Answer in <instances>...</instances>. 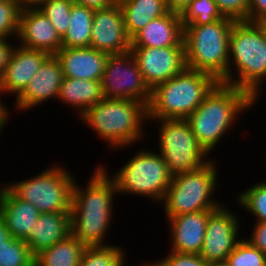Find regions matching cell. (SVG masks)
Returning <instances> with one entry per match:
<instances>
[{
    "mask_svg": "<svg viewBox=\"0 0 266 266\" xmlns=\"http://www.w3.org/2000/svg\"><path fill=\"white\" fill-rule=\"evenodd\" d=\"M75 0H40L35 6L53 24L61 38L68 31L71 9Z\"/></svg>",
    "mask_w": 266,
    "mask_h": 266,
    "instance_id": "f1b7e54d",
    "label": "cell"
},
{
    "mask_svg": "<svg viewBox=\"0 0 266 266\" xmlns=\"http://www.w3.org/2000/svg\"><path fill=\"white\" fill-rule=\"evenodd\" d=\"M48 56L47 52L28 49L17 44L0 77L1 96L8 93L15 94L17 98Z\"/></svg>",
    "mask_w": 266,
    "mask_h": 266,
    "instance_id": "e0dca14e",
    "label": "cell"
},
{
    "mask_svg": "<svg viewBox=\"0 0 266 266\" xmlns=\"http://www.w3.org/2000/svg\"><path fill=\"white\" fill-rule=\"evenodd\" d=\"M227 262L230 266H266V254L243 237L229 254Z\"/></svg>",
    "mask_w": 266,
    "mask_h": 266,
    "instance_id": "d6a6232c",
    "label": "cell"
},
{
    "mask_svg": "<svg viewBox=\"0 0 266 266\" xmlns=\"http://www.w3.org/2000/svg\"><path fill=\"white\" fill-rule=\"evenodd\" d=\"M146 149L135 152V155L110 177L115 181L118 195L135 194L161 204L173 176L162 155Z\"/></svg>",
    "mask_w": 266,
    "mask_h": 266,
    "instance_id": "ba28073f",
    "label": "cell"
},
{
    "mask_svg": "<svg viewBox=\"0 0 266 266\" xmlns=\"http://www.w3.org/2000/svg\"><path fill=\"white\" fill-rule=\"evenodd\" d=\"M265 30V33H266V20H263L260 22Z\"/></svg>",
    "mask_w": 266,
    "mask_h": 266,
    "instance_id": "f6af8a7d",
    "label": "cell"
},
{
    "mask_svg": "<svg viewBox=\"0 0 266 266\" xmlns=\"http://www.w3.org/2000/svg\"><path fill=\"white\" fill-rule=\"evenodd\" d=\"M63 76L101 81L108 53L91 47L64 48L56 54Z\"/></svg>",
    "mask_w": 266,
    "mask_h": 266,
    "instance_id": "d6986e66",
    "label": "cell"
},
{
    "mask_svg": "<svg viewBox=\"0 0 266 266\" xmlns=\"http://www.w3.org/2000/svg\"><path fill=\"white\" fill-rule=\"evenodd\" d=\"M219 82L209 74L185 68L151 90L150 119H186Z\"/></svg>",
    "mask_w": 266,
    "mask_h": 266,
    "instance_id": "8992f818",
    "label": "cell"
},
{
    "mask_svg": "<svg viewBox=\"0 0 266 266\" xmlns=\"http://www.w3.org/2000/svg\"><path fill=\"white\" fill-rule=\"evenodd\" d=\"M235 214L223 204L209 216L199 253L206 263L227 261L229 254L243 239L238 237L241 221Z\"/></svg>",
    "mask_w": 266,
    "mask_h": 266,
    "instance_id": "4fadbf2b",
    "label": "cell"
},
{
    "mask_svg": "<svg viewBox=\"0 0 266 266\" xmlns=\"http://www.w3.org/2000/svg\"><path fill=\"white\" fill-rule=\"evenodd\" d=\"M100 165L92 172L87 187L81 189L75 180L72 189L71 234L86 247L108 246L103 239L114 216L117 187L104 164Z\"/></svg>",
    "mask_w": 266,
    "mask_h": 266,
    "instance_id": "6da1fadb",
    "label": "cell"
},
{
    "mask_svg": "<svg viewBox=\"0 0 266 266\" xmlns=\"http://www.w3.org/2000/svg\"><path fill=\"white\" fill-rule=\"evenodd\" d=\"M75 179L66 167L55 165L5 186L17 198L33 204L40 213H69Z\"/></svg>",
    "mask_w": 266,
    "mask_h": 266,
    "instance_id": "9c48e42d",
    "label": "cell"
},
{
    "mask_svg": "<svg viewBox=\"0 0 266 266\" xmlns=\"http://www.w3.org/2000/svg\"><path fill=\"white\" fill-rule=\"evenodd\" d=\"M124 26L130 38L153 19L166 15L169 11L165 0H125L119 3Z\"/></svg>",
    "mask_w": 266,
    "mask_h": 266,
    "instance_id": "cb8c5ba5",
    "label": "cell"
},
{
    "mask_svg": "<svg viewBox=\"0 0 266 266\" xmlns=\"http://www.w3.org/2000/svg\"><path fill=\"white\" fill-rule=\"evenodd\" d=\"M223 17L248 21L249 0H214Z\"/></svg>",
    "mask_w": 266,
    "mask_h": 266,
    "instance_id": "836d02e7",
    "label": "cell"
},
{
    "mask_svg": "<svg viewBox=\"0 0 266 266\" xmlns=\"http://www.w3.org/2000/svg\"><path fill=\"white\" fill-rule=\"evenodd\" d=\"M183 26L211 24L223 18L214 0H191L180 14Z\"/></svg>",
    "mask_w": 266,
    "mask_h": 266,
    "instance_id": "83f0119b",
    "label": "cell"
},
{
    "mask_svg": "<svg viewBox=\"0 0 266 266\" xmlns=\"http://www.w3.org/2000/svg\"><path fill=\"white\" fill-rule=\"evenodd\" d=\"M0 266H35V255L22 239L0 247Z\"/></svg>",
    "mask_w": 266,
    "mask_h": 266,
    "instance_id": "4dcf8cb0",
    "label": "cell"
},
{
    "mask_svg": "<svg viewBox=\"0 0 266 266\" xmlns=\"http://www.w3.org/2000/svg\"><path fill=\"white\" fill-rule=\"evenodd\" d=\"M9 39H0V77L8 65L16 45L8 42Z\"/></svg>",
    "mask_w": 266,
    "mask_h": 266,
    "instance_id": "74e56055",
    "label": "cell"
},
{
    "mask_svg": "<svg viewBox=\"0 0 266 266\" xmlns=\"http://www.w3.org/2000/svg\"><path fill=\"white\" fill-rule=\"evenodd\" d=\"M1 188L0 217L13 238L25 240L36 224L40 211L33 204L17 198L6 186Z\"/></svg>",
    "mask_w": 266,
    "mask_h": 266,
    "instance_id": "44dd1931",
    "label": "cell"
},
{
    "mask_svg": "<svg viewBox=\"0 0 266 266\" xmlns=\"http://www.w3.org/2000/svg\"><path fill=\"white\" fill-rule=\"evenodd\" d=\"M130 52L135 57L143 79L151 90L186 68L185 46L161 48L131 46Z\"/></svg>",
    "mask_w": 266,
    "mask_h": 266,
    "instance_id": "7c38bea8",
    "label": "cell"
},
{
    "mask_svg": "<svg viewBox=\"0 0 266 266\" xmlns=\"http://www.w3.org/2000/svg\"><path fill=\"white\" fill-rule=\"evenodd\" d=\"M5 129V126H0V137H1V134H2V131Z\"/></svg>",
    "mask_w": 266,
    "mask_h": 266,
    "instance_id": "7dc6e473",
    "label": "cell"
},
{
    "mask_svg": "<svg viewBox=\"0 0 266 266\" xmlns=\"http://www.w3.org/2000/svg\"><path fill=\"white\" fill-rule=\"evenodd\" d=\"M78 4L93 10L104 9L116 4L115 0H75Z\"/></svg>",
    "mask_w": 266,
    "mask_h": 266,
    "instance_id": "f35d334b",
    "label": "cell"
},
{
    "mask_svg": "<svg viewBox=\"0 0 266 266\" xmlns=\"http://www.w3.org/2000/svg\"><path fill=\"white\" fill-rule=\"evenodd\" d=\"M184 27L180 14L168 12L151 20L131 38V46L169 47L184 46Z\"/></svg>",
    "mask_w": 266,
    "mask_h": 266,
    "instance_id": "ffe728a7",
    "label": "cell"
},
{
    "mask_svg": "<svg viewBox=\"0 0 266 266\" xmlns=\"http://www.w3.org/2000/svg\"><path fill=\"white\" fill-rule=\"evenodd\" d=\"M234 23L235 20L223 17L211 24L183 26L186 68L227 84L229 37Z\"/></svg>",
    "mask_w": 266,
    "mask_h": 266,
    "instance_id": "5b68a950",
    "label": "cell"
},
{
    "mask_svg": "<svg viewBox=\"0 0 266 266\" xmlns=\"http://www.w3.org/2000/svg\"><path fill=\"white\" fill-rule=\"evenodd\" d=\"M253 226L252 235L246 241L266 254V222H256Z\"/></svg>",
    "mask_w": 266,
    "mask_h": 266,
    "instance_id": "d590c367",
    "label": "cell"
},
{
    "mask_svg": "<svg viewBox=\"0 0 266 266\" xmlns=\"http://www.w3.org/2000/svg\"><path fill=\"white\" fill-rule=\"evenodd\" d=\"M266 20V0H249L248 21L261 22Z\"/></svg>",
    "mask_w": 266,
    "mask_h": 266,
    "instance_id": "8d00e7d4",
    "label": "cell"
},
{
    "mask_svg": "<svg viewBox=\"0 0 266 266\" xmlns=\"http://www.w3.org/2000/svg\"><path fill=\"white\" fill-rule=\"evenodd\" d=\"M142 266H157V265L153 262V263H150V264H148V263L143 264Z\"/></svg>",
    "mask_w": 266,
    "mask_h": 266,
    "instance_id": "bcb514c9",
    "label": "cell"
},
{
    "mask_svg": "<svg viewBox=\"0 0 266 266\" xmlns=\"http://www.w3.org/2000/svg\"><path fill=\"white\" fill-rule=\"evenodd\" d=\"M15 238L12 237L8 230L5 221L0 217V247L10 245Z\"/></svg>",
    "mask_w": 266,
    "mask_h": 266,
    "instance_id": "60d3db41",
    "label": "cell"
},
{
    "mask_svg": "<svg viewBox=\"0 0 266 266\" xmlns=\"http://www.w3.org/2000/svg\"><path fill=\"white\" fill-rule=\"evenodd\" d=\"M125 255L118 245L86 247L79 266H124Z\"/></svg>",
    "mask_w": 266,
    "mask_h": 266,
    "instance_id": "4316f807",
    "label": "cell"
},
{
    "mask_svg": "<svg viewBox=\"0 0 266 266\" xmlns=\"http://www.w3.org/2000/svg\"><path fill=\"white\" fill-rule=\"evenodd\" d=\"M232 69L237 71L235 72L237 77ZM264 81H266L265 30L260 22L235 21L229 37L227 84L244 90L257 102Z\"/></svg>",
    "mask_w": 266,
    "mask_h": 266,
    "instance_id": "3957f363",
    "label": "cell"
},
{
    "mask_svg": "<svg viewBox=\"0 0 266 266\" xmlns=\"http://www.w3.org/2000/svg\"><path fill=\"white\" fill-rule=\"evenodd\" d=\"M21 47L55 55L62 48V38L50 20L35 5H23L17 38Z\"/></svg>",
    "mask_w": 266,
    "mask_h": 266,
    "instance_id": "9a60e30c",
    "label": "cell"
},
{
    "mask_svg": "<svg viewBox=\"0 0 266 266\" xmlns=\"http://www.w3.org/2000/svg\"><path fill=\"white\" fill-rule=\"evenodd\" d=\"M216 160L196 171L174 176L161 202L166 219L186 213L216 210L223 205L212 198L218 188Z\"/></svg>",
    "mask_w": 266,
    "mask_h": 266,
    "instance_id": "52a82bcc",
    "label": "cell"
},
{
    "mask_svg": "<svg viewBox=\"0 0 266 266\" xmlns=\"http://www.w3.org/2000/svg\"><path fill=\"white\" fill-rule=\"evenodd\" d=\"M71 234V212L40 213L31 233L24 240L34 255Z\"/></svg>",
    "mask_w": 266,
    "mask_h": 266,
    "instance_id": "7402d4cb",
    "label": "cell"
},
{
    "mask_svg": "<svg viewBox=\"0 0 266 266\" xmlns=\"http://www.w3.org/2000/svg\"><path fill=\"white\" fill-rule=\"evenodd\" d=\"M79 120L94 129L111 150L122 149L146 136L143 125L148 121V109L137 100L104 98L88 108Z\"/></svg>",
    "mask_w": 266,
    "mask_h": 266,
    "instance_id": "277c9868",
    "label": "cell"
},
{
    "mask_svg": "<svg viewBox=\"0 0 266 266\" xmlns=\"http://www.w3.org/2000/svg\"><path fill=\"white\" fill-rule=\"evenodd\" d=\"M67 104L80 117L88 108L104 99L101 81L64 77L57 98Z\"/></svg>",
    "mask_w": 266,
    "mask_h": 266,
    "instance_id": "603a6c76",
    "label": "cell"
},
{
    "mask_svg": "<svg viewBox=\"0 0 266 266\" xmlns=\"http://www.w3.org/2000/svg\"><path fill=\"white\" fill-rule=\"evenodd\" d=\"M162 260L153 261L157 266H207L199 254H187L169 250Z\"/></svg>",
    "mask_w": 266,
    "mask_h": 266,
    "instance_id": "e575fe53",
    "label": "cell"
},
{
    "mask_svg": "<svg viewBox=\"0 0 266 266\" xmlns=\"http://www.w3.org/2000/svg\"><path fill=\"white\" fill-rule=\"evenodd\" d=\"M40 0H21L23 5H35L39 2Z\"/></svg>",
    "mask_w": 266,
    "mask_h": 266,
    "instance_id": "ee69618b",
    "label": "cell"
},
{
    "mask_svg": "<svg viewBox=\"0 0 266 266\" xmlns=\"http://www.w3.org/2000/svg\"><path fill=\"white\" fill-rule=\"evenodd\" d=\"M22 7L21 0L0 2V39H10L12 35L17 38Z\"/></svg>",
    "mask_w": 266,
    "mask_h": 266,
    "instance_id": "1f68e13d",
    "label": "cell"
},
{
    "mask_svg": "<svg viewBox=\"0 0 266 266\" xmlns=\"http://www.w3.org/2000/svg\"><path fill=\"white\" fill-rule=\"evenodd\" d=\"M1 95V92H0ZM1 96H0V126H6L7 121L10 119L9 117L12 116L11 113L8 111L10 110L9 108H6L5 104L1 101ZM10 114V115H9Z\"/></svg>",
    "mask_w": 266,
    "mask_h": 266,
    "instance_id": "b9f144b4",
    "label": "cell"
},
{
    "mask_svg": "<svg viewBox=\"0 0 266 266\" xmlns=\"http://www.w3.org/2000/svg\"><path fill=\"white\" fill-rule=\"evenodd\" d=\"M95 10L73 3L68 31L62 38V47H90L93 16Z\"/></svg>",
    "mask_w": 266,
    "mask_h": 266,
    "instance_id": "484cf974",
    "label": "cell"
},
{
    "mask_svg": "<svg viewBox=\"0 0 266 266\" xmlns=\"http://www.w3.org/2000/svg\"><path fill=\"white\" fill-rule=\"evenodd\" d=\"M256 101L244 90L219 82L194 112L186 118L198 144L209 155L240 113L255 105ZM238 116V117H237Z\"/></svg>",
    "mask_w": 266,
    "mask_h": 266,
    "instance_id": "7a4b0ae2",
    "label": "cell"
},
{
    "mask_svg": "<svg viewBox=\"0 0 266 266\" xmlns=\"http://www.w3.org/2000/svg\"><path fill=\"white\" fill-rule=\"evenodd\" d=\"M61 64L56 55H49L31 78L24 91L16 98L17 111H30L48 99H57L63 81Z\"/></svg>",
    "mask_w": 266,
    "mask_h": 266,
    "instance_id": "2e32d148",
    "label": "cell"
},
{
    "mask_svg": "<svg viewBox=\"0 0 266 266\" xmlns=\"http://www.w3.org/2000/svg\"><path fill=\"white\" fill-rule=\"evenodd\" d=\"M215 210H203L174 216L169 223L171 239L170 250L173 252L199 254L206 233L209 216Z\"/></svg>",
    "mask_w": 266,
    "mask_h": 266,
    "instance_id": "ac0fdd59",
    "label": "cell"
},
{
    "mask_svg": "<svg viewBox=\"0 0 266 266\" xmlns=\"http://www.w3.org/2000/svg\"><path fill=\"white\" fill-rule=\"evenodd\" d=\"M253 185L240 193L235 201L239 207L255 216V222H266V181Z\"/></svg>",
    "mask_w": 266,
    "mask_h": 266,
    "instance_id": "f546056e",
    "label": "cell"
},
{
    "mask_svg": "<svg viewBox=\"0 0 266 266\" xmlns=\"http://www.w3.org/2000/svg\"><path fill=\"white\" fill-rule=\"evenodd\" d=\"M160 122L159 150L171 175L196 171L211 159L198 144L186 119H151ZM206 159V160H205Z\"/></svg>",
    "mask_w": 266,
    "mask_h": 266,
    "instance_id": "30bf717a",
    "label": "cell"
},
{
    "mask_svg": "<svg viewBox=\"0 0 266 266\" xmlns=\"http://www.w3.org/2000/svg\"><path fill=\"white\" fill-rule=\"evenodd\" d=\"M191 0H165L168 11L181 14Z\"/></svg>",
    "mask_w": 266,
    "mask_h": 266,
    "instance_id": "ab89813d",
    "label": "cell"
},
{
    "mask_svg": "<svg viewBox=\"0 0 266 266\" xmlns=\"http://www.w3.org/2000/svg\"><path fill=\"white\" fill-rule=\"evenodd\" d=\"M104 98L132 99L145 103L151 98V89L143 79L132 53L109 55L101 79Z\"/></svg>",
    "mask_w": 266,
    "mask_h": 266,
    "instance_id": "8fae6325",
    "label": "cell"
},
{
    "mask_svg": "<svg viewBox=\"0 0 266 266\" xmlns=\"http://www.w3.org/2000/svg\"><path fill=\"white\" fill-rule=\"evenodd\" d=\"M90 47L109 55L130 51L131 38L126 32L119 4L95 10Z\"/></svg>",
    "mask_w": 266,
    "mask_h": 266,
    "instance_id": "5bb4252c",
    "label": "cell"
},
{
    "mask_svg": "<svg viewBox=\"0 0 266 266\" xmlns=\"http://www.w3.org/2000/svg\"><path fill=\"white\" fill-rule=\"evenodd\" d=\"M86 246L70 234L35 255V266H79Z\"/></svg>",
    "mask_w": 266,
    "mask_h": 266,
    "instance_id": "d4e9b609",
    "label": "cell"
},
{
    "mask_svg": "<svg viewBox=\"0 0 266 266\" xmlns=\"http://www.w3.org/2000/svg\"><path fill=\"white\" fill-rule=\"evenodd\" d=\"M123 1H125V0H115L116 4H119V3L123 2Z\"/></svg>",
    "mask_w": 266,
    "mask_h": 266,
    "instance_id": "c3c4849f",
    "label": "cell"
},
{
    "mask_svg": "<svg viewBox=\"0 0 266 266\" xmlns=\"http://www.w3.org/2000/svg\"><path fill=\"white\" fill-rule=\"evenodd\" d=\"M207 266H230V264L227 261H219L207 263Z\"/></svg>",
    "mask_w": 266,
    "mask_h": 266,
    "instance_id": "7bdbcfd3",
    "label": "cell"
}]
</instances>
